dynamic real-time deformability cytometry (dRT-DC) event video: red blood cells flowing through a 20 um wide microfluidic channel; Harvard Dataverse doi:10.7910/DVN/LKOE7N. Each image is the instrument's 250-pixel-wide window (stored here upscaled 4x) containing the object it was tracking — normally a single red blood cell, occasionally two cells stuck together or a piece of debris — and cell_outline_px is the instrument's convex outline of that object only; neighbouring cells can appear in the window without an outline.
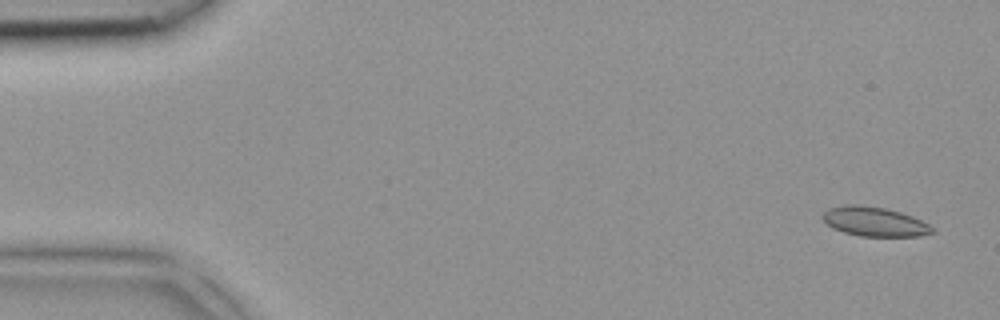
{"species": "common noctule bat (a hibernating species)", "species_latin": "Nyctalus noctula", "temperature_condition": "room temperature", "stored_images_in_passage": 4, "camera_frame_rate_fps": 3000, "um_per_image_px": 0.085, "animal": {"sex": "female", "body_mass_g": 18.4}, "frame": {"image": 1, "passage_image": 1, "time_ms": 0.0, "image_size_px": [1000, 320], "cell_outline_px": [[936, 232], [920, 236], [860, 236], [844, 232], [832, 228], [820, 216], [828, 208], [844, 204], [860, 204], [884, 208], [900, 212], [912, 216], [936, 228]], "centroid_in_image_um": [74.33, 18.83], "position_along_channel_um": 10.7, "area_um2": 18.9}}
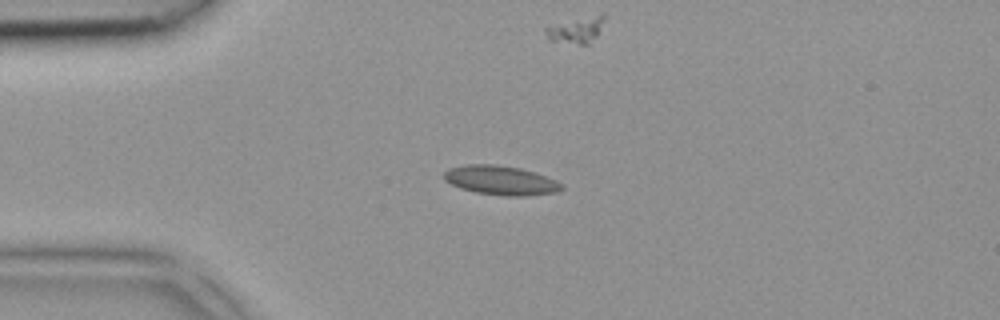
{"frame": {"image": 2, "passage_image": 3, "time_ms": 0.667, "image_size_px": [1000, 320], "cell_outline_px": [[564, 188], [556, 192], [524, 196], [508, 196], [476, 192], [460, 188], [444, 180], [444, 172], [448, 168], [464, 164], [496, 164], [520, 168], [556, 180]], "centroid_in_image_um": [42.52, 15.32], "position_along_channel_um": 42.5, "area_um2": 19.88}}